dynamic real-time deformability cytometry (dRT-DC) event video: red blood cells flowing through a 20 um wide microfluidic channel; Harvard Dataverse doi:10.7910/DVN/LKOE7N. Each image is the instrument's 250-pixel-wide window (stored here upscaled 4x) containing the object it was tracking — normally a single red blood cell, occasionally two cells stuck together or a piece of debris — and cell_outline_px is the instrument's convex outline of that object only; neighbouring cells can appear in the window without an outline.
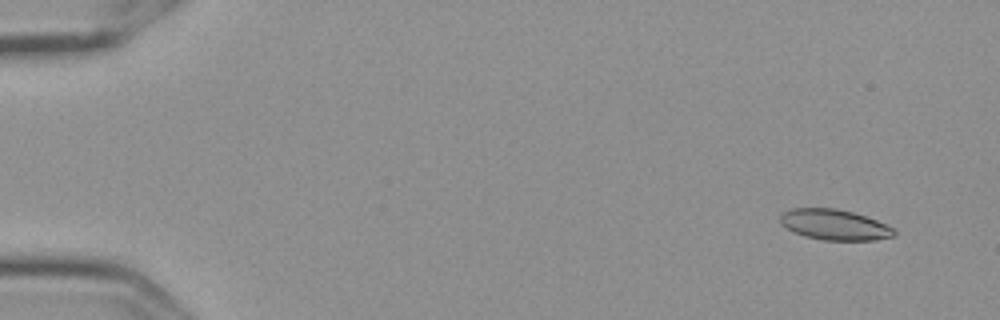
{"species": "Egyptian fruit bat (a non-hibernating species)", "species_latin": "Rousettus aegyptiacus", "temperature_condition": "cold", "stored_images_in_passage": 14, "camera_frame_rate_fps": 3000, "um_per_image_px": 0.085, "frame": {"image": 1, "passage_image": 3, "time_ms": 0.667, "image_size_px": [1000, 320], "cell_outline_px": [[896, 236], [876, 240], [824, 240], [804, 236], [780, 224], [780, 216], [784, 212], [792, 208], [836, 208], [852, 212], [876, 220], [892, 228], [896, 232]], "centroid_in_image_um": [70.93, 19.1], "position_along_channel_um": 14.1, "area_um2": 20.11}}